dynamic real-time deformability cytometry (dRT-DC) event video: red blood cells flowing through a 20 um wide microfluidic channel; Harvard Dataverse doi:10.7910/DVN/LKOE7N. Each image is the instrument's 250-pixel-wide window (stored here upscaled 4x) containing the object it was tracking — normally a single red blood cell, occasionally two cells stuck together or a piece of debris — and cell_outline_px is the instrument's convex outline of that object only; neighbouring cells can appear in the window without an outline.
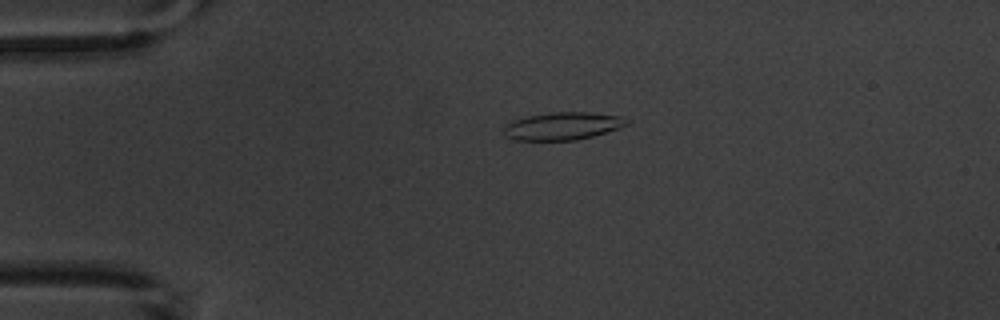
{"species": "common noctule bat (a hibernating species)", "species_latin": "Nyctalus noctula", "temperature_condition": "warm", "stored_images_in_passage": 2, "camera_frame_rate_fps": 3000, "um_per_image_px": 0.085, "animal": {"sex": "male", "body_mass_g": 20.1, "forearm_length_mm": 53.5}, "frame": {"image": 1, "passage_image": 1, "time_ms": 0.0, "image_size_px": [1000, 320], "cell_outline_px": [[628, 124], [620, 128], [592, 136], [576, 140], [512, 140], [504, 136], [504, 128], [512, 120], [528, 116], [552, 112], [588, 112], [620, 116], [628, 120]], "centroid_in_image_um": [47.81, 10.72], "position_along_channel_um": 37.2, "area_um2": 19.77}}